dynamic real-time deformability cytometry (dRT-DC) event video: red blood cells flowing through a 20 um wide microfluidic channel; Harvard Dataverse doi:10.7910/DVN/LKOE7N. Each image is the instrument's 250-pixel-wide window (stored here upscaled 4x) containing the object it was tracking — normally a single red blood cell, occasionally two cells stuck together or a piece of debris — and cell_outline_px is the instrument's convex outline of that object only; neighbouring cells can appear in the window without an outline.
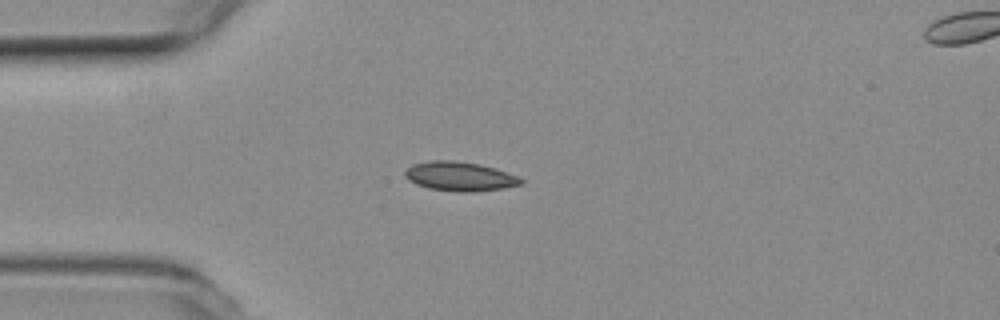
{"species": "common noctule bat (a hibernating species)", "species_latin": "Nyctalus noctula", "temperature_condition": "room temperature", "stored_images_in_passage": 53, "camera_frame_rate_fps": 3000, "um_per_image_px": 0.085, "animal": {"sex": "female", "body_mass_g": 19.3, "forearm_length_mm": 54.1}, "frame": {"image": 1, "passage_image": 13, "time_ms": 4.0, "image_size_px": [1000, 320], "cell_outline_px": [[524, 184], [504, 188], [476, 192], [456, 192], [428, 188], [416, 184], [408, 180], [404, 176], [404, 172], [412, 164], [428, 160], [456, 160], [480, 164], [516, 176], [524, 180]], "centroid_in_image_um": [39.05, 15.0], "position_along_channel_um": 46.0, "area_um2": 19.88}}
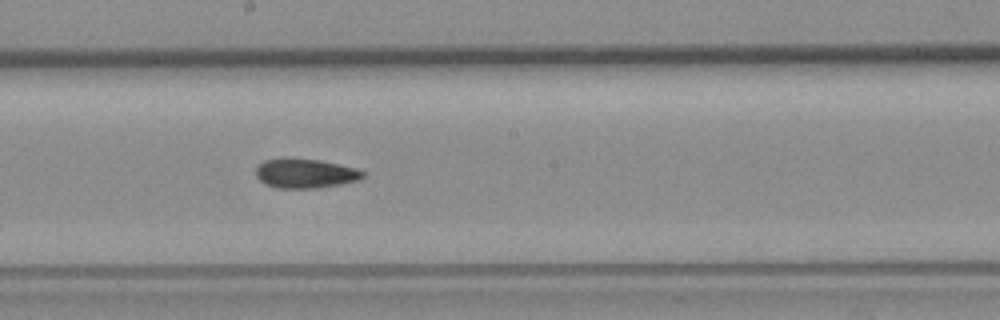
{"frame": {"image": 2, "passage_image": 28, "time_ms": 9.0, "image_size_px": [1000, 320], "cell_outline_px": [[364, 176], [360, 180], [340, 184], [316, 188], [276, 188], [264, 184], [256, 176], [256, 164], [264, 160], [284, 156], [288, 156], [320, 160], [340, 164], [356, 168], [364, 172]], "centroid_in_image_um": [25.89, 14.71], "position_along_channel_um": 222.3, "area_um2": 18.9}}
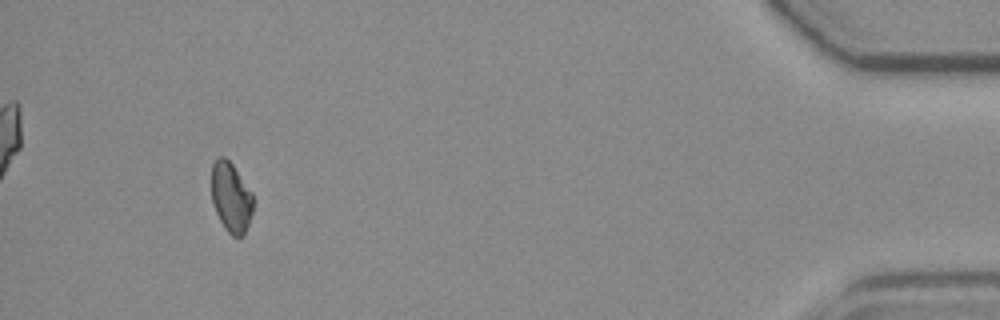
{"frame": {"image": 3, "passage_image": 49, "time_ms": 16.0, "image_size_px": [1000, 320], "cell_outline_px": [[252, 212], [244, 236], [232, 236], [224, 228], [216, 212], [212, 200], [212, 164], [220, 156], [224, 156], [232, 164], [252, 192]], "centroid_in_image_um": [19.63, 16.78], "position_along_channel_um": 415.6, "area_um2": 16.76}, "authors_computed_cell_mechanics": {"area_um2": 18.207, "velocity_mm_per_s": 3.8244, "shape_relaxation_time_tau1_ms": null, "shape_relaxation_time_tau2_ms": 4.4636, "deformation_change_tau1": null, "deformation_change_tau2": 0.0713}}